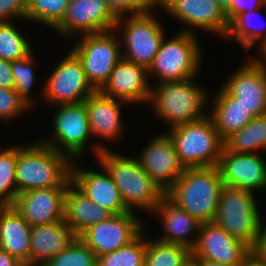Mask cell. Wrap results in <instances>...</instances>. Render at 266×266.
<instances>
[{
  "instance_id": "obj_38",
  "label": "cell",
  "mask_w": 266,
  "mask_h": 266,
  "mask_svg": "<svg viewBox=\"0 0 266 266\" xmlns=\"http://www.w3.org/2000/svg\"><path fill=\"white\" fill-rule=\"evenodd\" d=\"M112 13L121 18L141 12H151L153 7L159 6L161 0H106ZM151 9V10H150ZM130 13V14H129Z\"/></svg>"
},
{
  "instance_id": "obj_26",
  "label": "cell",
  "mask_w": 266,
  "mask_h": 266,
  "mask_svg": "<svg viewBox=\"0 0 266 266\" xmlns=\"http://www.w3.org/2000/svg\"><path fill=\"white\" fill-rule=\"evenodd\" d=\"M30 224L12 205L0 206V249L29 266Z\"/></svg>"
},
{
  "instance_id": "obj_16",
  "label": "cell",
  "mask_w": 266,
  "mask_h": 266,
  "mask_svg": "<svg viewBox=\"0 0 266 266\" xmlns=\"http://www.w3.org/2000/svg\"><path fill=\"white\" fill-rule=\"evenodd\" d=\"M138 158L141 168L164 193L185 170L167 133L154 137Z\"/></svg>"
},
{
  "instance_id": "obj_14",
  "label": "cell",
  "mask_w": 266,
  "mask_h": 266,
  "mask_svg": "<svg viewBox=\"0 0 266 266\" xmlns=\"http://www.w3.org/2000/svg\"><path fill=\"white\" fill-rule=\"evenodd\" d=\"M161 9L188 26L182 32L195 34L197 28L225 38L229 28L226 13L215 0H161Z\"/></svg>"
},
{
  "instance_id": "obj_23",
  "label": "cell",
  "mask_w": 266,
  "mask_h": 266,
  "mask_svg": "<svg viewBox=\"0 0 266 266\" xmlns=\"http://www.w3.org/2000/svg\"><path fill=\"white\" fill-rule=\"evenodd\" d=\"M152 213H157V216L162 217L160 221L163 224L162 233L164 235L162 234V237L158 239L159 241L181 244L190 249L195 246L201 223L177 206L166 195L160 199Z\"/></svg>"
},
{
  "instance_id": "obj_37",
  "label": "cell",
  "mask_w": 266,
  "mask_h": 266,
  "mask_svg": "<svg viewBox=\"0 0 266 266\" xmlns=\"http://www.w3.org/2000/svg\"><path fill=\"white\" fill-rule=\"evenodd\" d=\"M29 106L14 88L0 87V119L5 121L13 120Z\"/></svg>"
},
{
  "instance_id": "obj_1",
  "label": "cell",
  "mask_w": 266,
  "mask_h": 266,
  "mask_svg": "<svg viewBox=\"0 0 266 266\" xmlns=\"http://www.w3.org/2000/svg\"><path fill=\"white\" fill-rule=\"evenodd\" d=\"M92 147L97 161L107 169L118 187L125 206L130 211L138 207L153 212L165 193L141 168L137 158L120 155L98 143Z\"/></svg>"
},
{
  "instance_id": "obj_31",
  "label": "cell",
  "mask_w": 266,
  "mask_h": 266,
  "mask_svg": "<svg viewBox=\"0 0 266 266\" xmlns=\"http://www.w3.org/2000/svg\"><path fill=\"white\" fill-rule=\"evenodd\" d=\"M146 229L130 244L97 257V266H144Z\"/></svg>"
},
{
  "instance_id": "obj_41",
  "label": "cell",
  "mask_w": 266,
  "mask_h": 266,
  "mask_svg": "<svg viewBox=\"0 0 266 266\" xmlns=\"http://www.w3.org/2000/svg\"><path fill=\"white\" fill-rule=\"evenodd\" d=\"M14 79L11 71L10 61L0 59V87L13 88Z\"/></svg>"
},
{
  "instance_id": "obj_18",
  "label": "cell",
  "mask_w": 266,
  "mask_h": 266,
  "mask_svg": "<svg viewBox=\"0 0 266 266\" xmlns=\"http://www.w3.org/2000/svg\"><path fill=\"white\" fill-rule=\"evenodd\" d=\"M67 187L33 189L17 194L12 206L31 227L64 220Z\"/></svg>"
},
{
  "instance_id": "obj_24",
  "label": "cell",
  "mask_w": 266,
  "mask_h": 266,
  "mask_svg": "<svg viewBox=\"0 0 266 266\" xmlns=\"http://www.w3.org/2000/svg\"><path fill=\"white\" fill-rule=\"evenodd\" d=\"M84 102L86 103L91 135L113 141L116 138L120 139L124 124L120 105L127 102L107 97L100 91L87 97Z\"/></svg>"
},
{
  "instance_id": "obj_15",
  "label": "cell",
  "mask_w": 266,
  "mask_h": 266,
  "mask_svg": "<svg viewBox=\"0 0 266 266\" xmlns=\"http://www.w3.org/2000/svg\"><path fill=\"white\" fill-rule=\"evenodd\" d=\"M252 249L231 237L215 222L202 223L197 242L191 249L192 260H207L227 265H241Z\"/></svg>"
},
{
  "instance_id": "obj_47",
  "label": "cell",
  "mask_w": 266,
  "mask_h": 266,
  "mask_svg": "<svg viewBox=\"0 0 266 266\" xmlns=\"http://www.w3.org/2000/svg\"><path fill=\"white\" fill-rule=\"evenodd\" d=\"M198 266H240V265H227L223 263L207 261V260H193Z\"/></svg>"
},
{
  "instance_id": "obj_21",
  "label": "cell",
  "mask_w": 266,
  "mask_h": 266,
  "mask_svg": "<svg viewBox=\"0 0 266 266\" xmlns=\"http://www.w3.org/2000/svg\"><path fill=\"white\" fill-rule=\"evenodd\" d=\"M76 162V163H74ZM103 172L83 170L72 162L71 181L94 203L113 215L130 212L122 200L120 191L107 169L98 163Z\"/></svg>"
},
{
  "instance_id": "obj_45",
  "label": "cell",
  "mask_w": 266,
  "mask_h": 266,
  "mask_svg": "<svg viewBox=\"0 0 266 266\" xmlns=\"http://www.w3.org/2000/svg\"><path fill=\"white\" fill-rule=\"evenodd\" d=\"M258 47H260L259 49V51H261V58L262 59H255V61L262 67V69L263 70H265L266 71V42L265 43H263L261 46H258ZM264 59V60H263Z\"/></svg>"
},
{
  "instance_id": "obj_43",
  "label": "cell",
  "mask_w": 266,
  "mask_h": 266,
  "mask_svg": "<svg viewBox=\"0 0 266 266\" xmlns=\"http://www.w3.org/2000/svg\"><path fill=\"white\" fill-rule=\"evenodd\" d=\"M0 266H25L16 257L0 249Z\"/></svg>"
},
{
  "instance_id": "obj_10",
  "label": "cell",
  "mask_w": 266,
  "mask_h": 266,
  "mask_svg": "<svg viewBox=\"0 0 266 266\" xmlns=\"http://www.w3.org/2000/svg\"><path fill=\"white\" fill-rule=\"evenodd\" d=\"M56 106L58 110L53 116V138L40 142L67 155L72 161L79 160L86 150V142L92 137L86 103Z\"/></svg>"
},
{
  "instance_id": "obj_48",
  "label": "cell",
  "mask_w": 266,
  "mask_h": 266,
  "mask_svg": "<svg viewBox=\"0 0 266 266\" xmlns=\"http://www.w3.org/2000/svg\"><path fill=\"white\" fill-rule=\"evenodd\" d=\"M186 266H198L196 262H194L193 260H191L189 262V264H187Z\"/></svg>"
},
{
  "instance_id": "obj_25",
  "label": "cell",
  "mask_w": 266,
  "mask_h": 266,
  "mask_svg": "<svg viewBox=\"0 0 266 266\" xmlns=\"http://www.w3.org/2000/svg\"><path fill=\"white\" fill-rule=\"evenodd\" d=\"M113 214L94 204L72 181L64 196V221L79 237L90 226L108 220Z\"/></svg>"
},
{
  "instance_id": "obj_40",
  "label": "cell",
  "mask_w": 266,
  "mask_h": 266,
  "mask_svg": "<svg viewBox=\"0 0 266 266\" xmlns=\"http://www.w3.org/2000/svg\"><path fill=\"white\" fill-rule=\"evenodd\" d=\"M264 7V0H231L230 22L245 11H255Z\"/></svg>"
},
{
  "instance_id": "obj_7",
  "label": "cell",
  "mask_w": 266,
  "mask_h": 266,
  "mask_svg": "<svg viewBox=\"0 0 266 266\" xmlns=\"http://www.w3.org/2000/svg\"><path fill=\"white\" fill-rule=\"evenodd\" d=\"M196 35L179 31L170 40L164 38L148 69L149 77L154 75L158 79L157 83L196 77L203 54Z\"/></svg>"
},
{
  "instance_id": "obj_4",
  "label": "cell",
  "mask_w": 266,
  "mask_h": 266,
  "mask_svg": "<svg viewBox=\"0 0 266 266\" xmlns=\"http://www.w3.org/2000/svg\"><path fill=\"white\" fill-rule=\"evenodd\" d=\"M195 78L163 81L151 88L149 103L155 115L169 123V128L207 116L204 106L208 95L195 83Z\"/></svg>"
},
{
  "instance_id": "obj_35",
  "label": "cell",
  "mask_w": 266,
  "mask_h": 266,
  "mask_svg": "<svg viewBox=\"0 0 266 266\" xmlns=\"http://www.w3.org/2000/svg\"><path fill=\"white\" fill-rule=\"evenodd\" d=\"M44 266H97V256L80 237H77L68 248Z\"/></svg>"
},
{
  "instance_id": "obj_13",
  "label": "cell",
  "mask_w": 266,
  "mask_h": 266,
  "mask_svg": "<svg viewBox=\"0 0 266 266\" xmlns=\"http://www.w3.org/2000/svg\"><path fill=\"white\" fill-rule=\"evenodd\" d=\"M117 21L106 0H69L65 15L54 30L67 38L77 32L87 35L114 30Z\"/></svg>"
},
{
  "instance_id": "obj_11",
  "label": "cell",
  "mask_w": 266,
  "mask_h": 266,
  "mask_svg": "<svg viewBox=\"0 0 266 266\" xmlns=\"http://www.w3.org/2000/svg\"><path fill=\"white\" fill-rule=\"evenodd\" d=\"M45 85L42 89L44 99L55 105L80 103L96 92L81 61L71 50L56 65Z\"/></svg>"
},
{
  "instance_id": "obj_12",
  "label": "cell",
  "mask_w": 266,
  "mask_h": 266,
  "mask_svg": "<svg viewBox=\"0 0 266 266\" xmlns=\"http://www.w3.org/2000/svg\"><path fill=\"white\" fill-rule=\"evenodd\" d=\"M144 225L130 211L90 226L79 237L99 257L130 244L146 229Z\"/></svg>"
},
{
  "instance_id": "obj_22",
  "label": "cell",
  "mask_w": 266,
  "mask_h": 266,
  "mask_svg": "<svg viewBox=\"0 0 266 266\" xmlns=\"http://www.w3.org/2000/svg\"><path fill=\"white\" fill-rule=\"evenodd\" d=\"M77 237L64 220L31 227L29 266H44Z\"/></svg>"
},
{
  "instance_id": "obj_33",
  "label": "cell",
  "mask_w": 266,
  "mask_h": 266,
  "mask_svg": "<svg viewBox=\"0 0 266 266\" xmlns=\"http://www.w3.org/2000/svg\"><path fill=\"white\" fill-rule=\"evenodd\" d=\"M69 0H27L26 20L54 29L63 19Z\"/></svg>"
},
{
  "instance_id": "obj_6",
  "label": "cell",
  "mask_w": 266,
  "mask_h": 266,
  "mask_svg": "<svg viewBox=\"0 0 266 266\" xmlns=\"http://www.w3.org/2000/svg\"><path fill=\"white\" fill-rule=\"evenodd\" d=\"M254 193L223 185L214 222L231 237L254 248L263 222Z\"/></svg>"
},
{
  "instance_id": "obj_27",
  "label": "cell",
  "mask_w": 266,
  "mask_h": 266,
  "mask_svg": "<svg viewBox=\"0 0 266 266\" xmlns=\"http://www.w3.org/2000/svg\"><path fill=\"white\" fill-rule=\"evenodd\" d=\"M212 106L208 115L223 141L231 134L241 130L254 118L249 110L223 86L217 91Z\"/></svg>"
},
{
  "instance_id": "obj_17",
  "label": "cell",
  "mask_w": 266,
  "mask_h": 266,
  "mask_svg": "<svg viewBox=\"0 0 266 266\" xmlns=\"http://www.w3.org/2000/svg\"><path fill=\"white\" fill-rule=\"evenodd\" d=\"M218 168L226 186L254 193L266 189V162L257 153H235L223 147Z\"/></svg>"
},
{
  "instance_id": "obj_9",
  "label": "cell",
  "mask_w": 266,
  "mask_h": 266,
  "mask_svg": "<svg viewBox=\"0 0 266 266\" xmlns=\"http://www.w3.org/2000/svg\"><path fill=\"white\" fill-rule=\"evenodd\" d=\"M151 13L141 12L118 18L114 29L117 32L123 27L121 38L126 53L122 52V58L147 69L166 36L160 22Z\"/></svg>"
},
{
  "instance_id": "obj_3",
  "label": "cell",
  "mask_w": 266,
  "mask_h": 266,
  "mask_svg": "<svg viewBox=\"0 0 266 266\" xmlns=\"http://www.w3.org/2000/svg\"><path fill=\"white\" fill-rule=\"evenodd\" d=\"M223 185L218 166L185 168L165 195L201 224L214 222Z\"/></svg>"
},
{
  "instance_id": "obj_34",
  "label": "cell",
  "mask_w": 266,
  "mask_h": 266,
  "mask_svg": "<svg viewBox=\"0 0 266 266\" xmlns=\"http://www.w3.org/2000/svg\"><path fill=\"white\" fill-rule=\"evenodd\" d=\"M12 23L0 22V59L8 61L23 58L32 51L31 43Z\"/></svg>"
},
{
  "instance_id": "obj_39",
  "label": "cell",
  "mask_w": 266,
  "mask_h": 266,
  "mask_svg": "<svg viewBox=\"0 0 266 266\" xmlns=\"http://www.w3.org/2000/svg\"><path fill=\"white\" fill-rule=\"evenodd\" d=\"M27 0H0V22L22 18L26 20Z\"/></svg>"
},
{
  "instance_id": "obj_5",
  "label": "cell",
  "mask_w": 266,
  "mask_h": 266,
  "mask_svg": "<svg viewBox=\"0 0 266 266\" xmlns=\"http://www.w3.org/2000/svg\"><path fill=\"white\" fill-rule=\"evenodd\" d=\"M167 132L185 168L218 166L224 142L209 115Z\"/></svg>"
},
{
  "instance_id": "obj_19",
  "label": "cell",
  "mask_w": 266,
  "mask_h": 266,
  "mask_svg": "<svg viewBox=\"0 0 266 266\" xmlns=\"http://www.w3.org/2000/svg\"><path fill=\"white\" fill-rule=\"evenodd\" d=\"M148 76L147 68L121 58L100 92L127 104L149 103L152 86Z\"/></svg>"
},
{
  "instance_id": "obj_30",
  "label": "cell",
  "mask_w": 266,
  "mask_h": 266,
  "mask_svg": "<svg viewBox=\"0 0 266 266\" xmlns=\"http://www.w3.org/2000/svg\"><path fill=\"white\" fill-rule=\"evenodd\" d=\"M258 11L259 9L255 11H250V12L245 11L244 13H241L240 15L235 17L229 23V28H228V31L225 37L234 38L239 43V45L244 46L247 49L255 45L257 40L259 39H260L259 40L260 44L258 43L259 46L265 43L266 42V29L264 31V28L261 29L260 25H259V29L258 27L256 28V25H257L256 23L258 22H255L254 23L255 25L253 24L254 19H256L254 18V16H257ZM251 19L253 20V22H251L252 21Z\"/></svg>"
},
{
  "instance_id": "obj_2",
  "label": "cell",
  "mask_w": 266,
  "mask_h": 266,
  "mask_svg": "<svg viewBox=\"0 0 266 266\" xmlns=\"http://www.w3.org/2000/svg\"><path fill=\"white\" fill-rule=\"evenodd\" d=\"M72 160L52 147L37 142L17 147V194L33 189L67 187Z\"/></svg>"
},
{
  "instance_id": "obj_29",
  "label": "cell",
  "mask_w": 266,
  "mask_h": 266,
  "mask_svg": "<svg viewBox=\"0 0 266 266\" xmlns=\"http://www.w3.org/2000/svg\"><path fill=\"white\" fill-rule=\"evenodd\" d=\"M191 260V249L184 245L146 239L144 266H186Z\"/></svg>"
},
{
  "instance_id": "obj_49",
  "label": "cell",
  "mask_w": 266,
  "mask_h": 266,
  "mask_svg": "<svg viewBox=\"0 0 266 266\" xmlns=\"http://www.w3.org/2000/svg\"><path fill=\"white\" fill-rule=\"evenodd\" d=\"M264 10H266V0H264Z\"/></svg>"
},
{
  "instance_id": "obj_20",
  "label": "cell",
  "mask_w": 266,
  "mask_h": 266,
  "mask_svg": "<svg viewBox=\"0 0 266 266\" xmlns=\"http://www.w3.org/2000/svg\"><path fill=\"white\" fill-rule=\"evenodd\" d=\"M223 87L254 117L266 114V71L255 58L232 74Z\"/></svg>"
},
{
  "instance_id": "obj_32",
  "label": "cell",
  "mask_w": 266,
  "mask_h": 266,
  "mask_svg": "<svg viewBox=\"0 0 266 266\" xmlns=\"http://www.w3.org/2000/svg\"><path fill=\"white\" fill-rule=\"evenodd\" d=\"M0 149V206L12 205L17 196V147Z\"/></svg>"
},
{
  "instance_id": "obj_8",
  "label": "cell",
  "mask_w": 266,
  "mask_h": 266,
  "mask_svg": "<svg viewBox=\"0 0 266 266\" xmlns=\"http://www.w3.org/2000/svg\"><path fill=\"white\" fill-rule=\"evenodd\" d=\"M115 32L82 35L78 44L71 49L81 61L86 77L96 91L108 82L113 68L122 58V43Z\"/></svg>"
},
{
  "instance_id": "obj_42",
  "label": "cell",
  "mask_w": 266,
  "mask_h": 266,
  "mask_svg": "<svg viewBox=\"0 0 266 266\" xmlns=\"http://www.w3.org/2000/svg\"><path fill=\"white\" fill-rule=\"evenodd\" d=\"M252 251L260 258L266 260V225L261 223L257 242Z\"/></svg>"
},
{
  "instance_id": "obj_36",
  "label": "cell",
  "mask_w": 266,
  "mask_h": 266,
  "mask_svg": "<svg viewBox=\"0 0 266 266\" xmlns=\"http://www.w3.org/2000/svg\"><path fill=\"white\" fill-rule=\"evenodd\" d=\"M32 52L23 58L10 61V66L14 79L13 88L19 92L20 96L29 106L33 107L35 99L30 96V91H32L31 89L35 83L33 71L34 57Z\"/></svg>"
},
{
  "instance_id": "obj_44",
  "label": "cell",
  "mask_w": 266,
  "mask_h": 266,
  "mask_svg": "<svg viewBox=\"0 0 266 266\" xmlns=\"http://www.w3.org/2000/svg\"><path fill=\"white\" fill-rule=\"evenodd\" d=\"M240 266H266V260L258 257L253 251L244 259Z\"/></svg>"
},
{
  "instance_id": "obj_46",
  "label": "cell",
  "mask_w": 266,
  "mask_h": 266,
  "mask_svg": "<svg viewBox=\"0 0 266 266\" xmlns=\"http://www.w3.org/2000/svg\"><path fill=\"white\" fill-rule=\"evenodd\" d=\"M217 4L224 10L226 13L228 22L230 23V3L231 0H215Z\"/></svg>"
},
{
  "instance_id": "obj_28",
  "label": "cell",
  "mask_w": 266,
  "mask_h": 266,
  "mask_svg": "<svg viewBox=\"0 0 266 266\" xmlns=\"http://www.w3.org/2000/svg\"><path fill=\"white\" fill-rule=\"evenodd\" d=\"M223 142L227 151L235 153H257L261 148L266 150V114L255 116Z\"/></svg>"
}]
</instances>
